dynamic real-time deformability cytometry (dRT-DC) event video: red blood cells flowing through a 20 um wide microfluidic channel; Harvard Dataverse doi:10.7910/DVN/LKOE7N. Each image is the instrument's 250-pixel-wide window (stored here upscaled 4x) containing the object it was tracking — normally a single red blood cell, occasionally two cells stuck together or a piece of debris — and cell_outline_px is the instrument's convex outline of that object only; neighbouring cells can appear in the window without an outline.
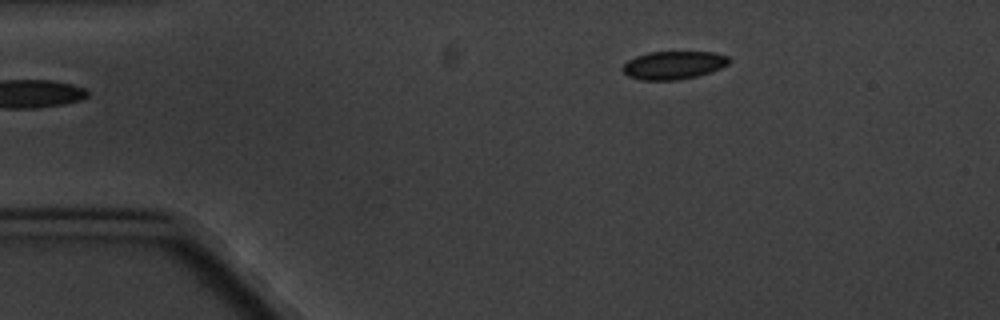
{"species": "common noctule bat (a hibernating species)", "species_latin": "Nyctalus noctula", "temperature_condition": "cold", "stored_images_in_passage": 3, "camera_frame_rate_fps": 3000, "um_per_image_px": 0.085, "animal": {"sex": "male", "body_mass_g": 20.1, "forearm_length_mm": 53.5}, "frame": {"image": 1, "passage_image": 1, "time_ms": 0.0, "image_size_px": [1000, 320], "cell_outline_px": [[732, 60], [728, 64], [712, 72], [680, 80], [640, 80], [628, 76], [624, 72], [624, 64], [628, 60], [636, 56], [648, 52], [716, 52], [728, 56]], "centroid_in_image_um": [57.29, 5.54], "position_along_channel_um": 27.7, "area_um2": 17.51}}